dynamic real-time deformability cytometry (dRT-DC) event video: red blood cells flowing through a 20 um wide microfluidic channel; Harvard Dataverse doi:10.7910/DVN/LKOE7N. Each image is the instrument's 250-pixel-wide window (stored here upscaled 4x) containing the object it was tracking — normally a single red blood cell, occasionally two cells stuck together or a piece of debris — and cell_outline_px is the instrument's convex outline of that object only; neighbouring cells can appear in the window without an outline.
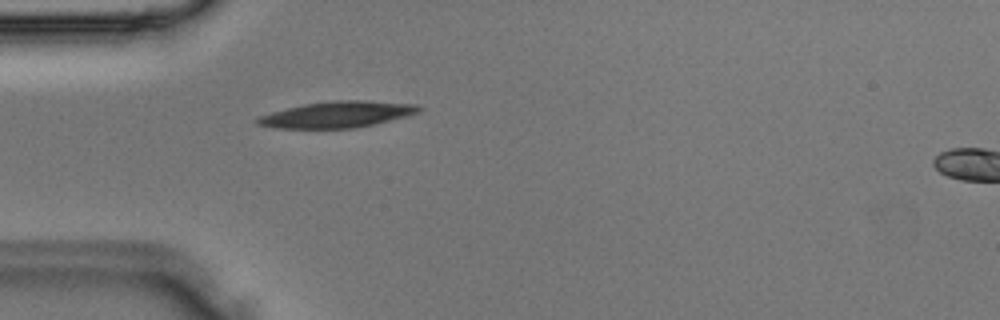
{"species": "Egyptian fruit bat (a non-hibernating species)", "species_latin": "Rousettus aegyptiacus", "temperature_condition": "room temperature", "stored_images_in_passage": 4, "camera_frame_rate_fps": 3000, "um_per_image_px": 0.085, "animal": {"sex": "male"}, "frame": {"image": 1, "passage_image": 3, "time_ms": 0.667, "image_size_px": [1000, 320], "cell_outline_px": [[424, 108], [420, 112], [408, 116], [356, 128], [272, 128], [256, 124], [252, 120], [260, 116], [272, 112], [304, 104], [340, 100], [364, 100], [416, 104]], "centroid_in_image_um": [28.68, 9.73], "position_along_channel_um": 56.3, "area_um2": 24.68}}